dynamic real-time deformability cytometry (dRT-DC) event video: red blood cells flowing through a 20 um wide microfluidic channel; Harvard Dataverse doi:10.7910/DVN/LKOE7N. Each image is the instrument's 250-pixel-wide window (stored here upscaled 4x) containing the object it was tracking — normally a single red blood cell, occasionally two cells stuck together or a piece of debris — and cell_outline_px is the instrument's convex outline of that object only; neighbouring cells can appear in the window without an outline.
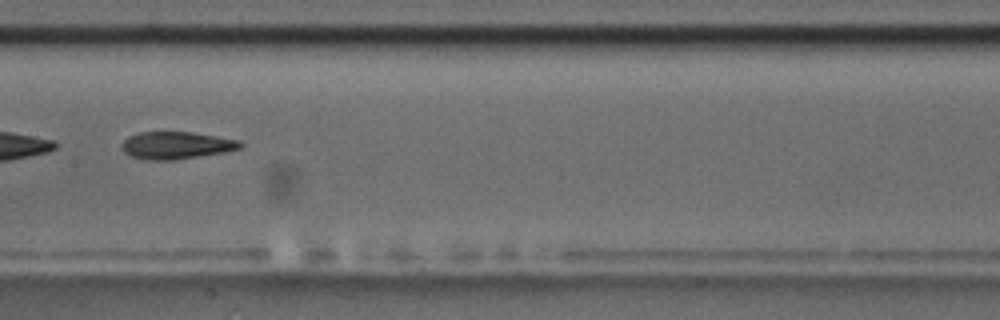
{"species": "common noctule bat (a hibernating species)", "species_latin": "Nyctalus noctula", "temperature_condition": "room temperature", "stored_images_in_passage": 38, "segment_of_instrument_passage": [2, 2], "camera_frame_rate_fps": 3000, "um_per_image_px": 0.085, "animal": {"sex": "male", "body_mass_g": 17.5, "forearm_length_mm": 52.3}, "frame": {"image": 1, "passage_image": 29, "time_ms": 9.333, "image_size_px": [1000, 320], "cell_outline_px": [[244, 144], [240, 148], [224, 152], [176, 160], [144, 160], [132, 156], [124, 152], [120, 148], [120, 144], [128, 136], [140, 132], [192, 132], [240, 140]], "centroid_in_image_um": [14.96, 12.35], "position_along_channel_um": 192.4, "area_um2": 19.02}}